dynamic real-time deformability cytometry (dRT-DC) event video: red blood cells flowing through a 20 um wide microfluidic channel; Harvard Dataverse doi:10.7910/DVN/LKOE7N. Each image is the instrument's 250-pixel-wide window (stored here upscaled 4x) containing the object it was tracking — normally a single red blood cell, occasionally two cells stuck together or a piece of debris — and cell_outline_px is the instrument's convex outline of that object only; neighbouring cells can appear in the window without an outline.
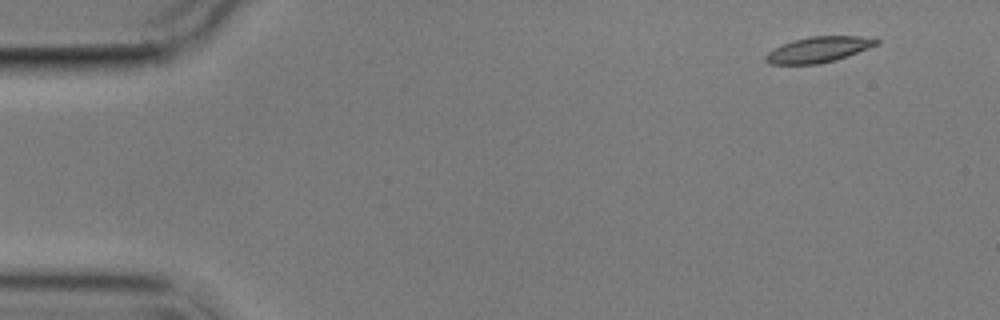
{"species": "common noctule bat (a hibernating species)", "species_latin": "Nyctalus noctula", "temperature_condition": "cold", "stored_images_in_passage": 9, "camera_frame_rate_fps": 3000, "um_per_image_px": 0.085, "animal": {"sex": "male", "body_mass_g": 17.9}, "frame": {"image": 1, "passage_image": 1, "time_ms": 0.0, "image_size_px": [1000, 320], "cell_outline_px": [[880, 44], [820, 64], [768, 64], [764, 60], [764, 56], [768, 52], [792, 40], [808, 36], [876, 36], [880, 40]], "centroid_in_image_um": [69.6, 4.19], "position_along_channel_um": 15.4, "area_um2": 16.53}}
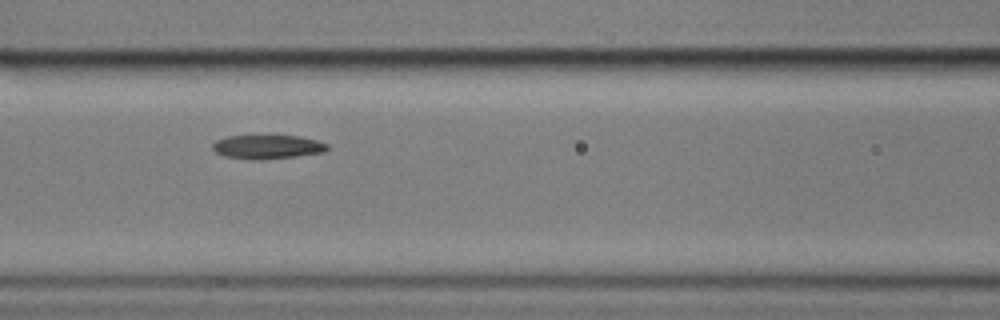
{"frame": {"image": 2, "passage_image": 6, "time_ms": 6.667, "image_size_px": [1000, 320], "cell_outline_px": [[328, 148], [324, 152], [296, 156], [264, 160], [252, 160], [224, 156], [216, 152], [212, 148], [212, 144], [216, 140], [228, 136], [296, 136], [316, 140], [328, 144]], "centroid_in_image_um": [22.71, 12.49], "position_along_channel_um": 143.9, "area_um2": 15.95}}
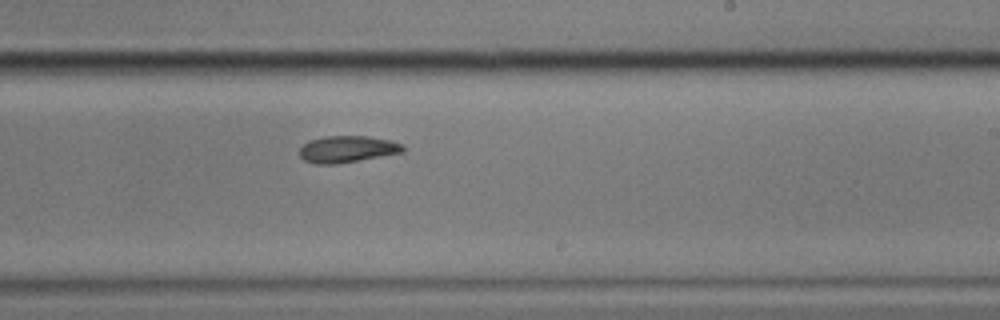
{"frame": {"image": 3, "passage_image": 9, "time_ms": 10.0, "image_size_px": [1000, 320], "cell_outline_px": [[404, 152], [336, 164], [312, 164], [304, 160], [300, 156], [300, 148], [308, 140], [324, 136], [368, 136], [392, 140], [404, 144]], "centroid_in_image_um": [29.52, 12.67], "position_along_channel_um": 259.5, "area_um2": 16.24}}